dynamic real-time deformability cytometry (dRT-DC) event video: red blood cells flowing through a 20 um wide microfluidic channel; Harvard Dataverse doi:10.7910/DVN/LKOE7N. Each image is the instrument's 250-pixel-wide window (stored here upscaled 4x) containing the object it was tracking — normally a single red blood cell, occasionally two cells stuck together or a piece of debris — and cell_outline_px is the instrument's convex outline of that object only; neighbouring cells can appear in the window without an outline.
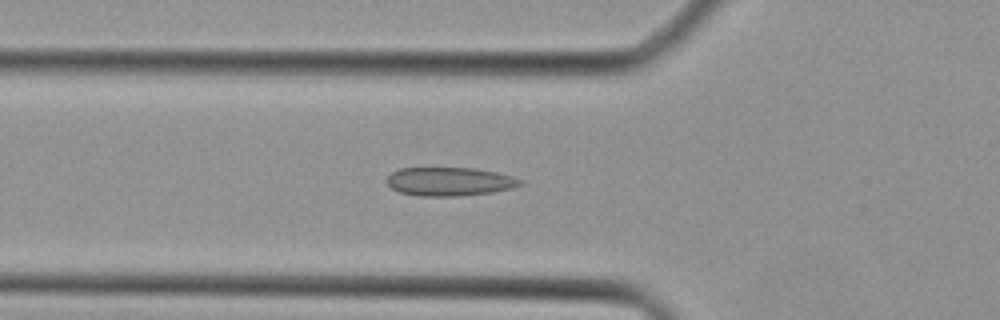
{"species": "Egyptian fruit bat (a non-hibernating species)", "species_latin": "Rousettus aegyptiacus", "temperature_condition": "cold", "stored_images_in_passage": 39, "camera_frame_rate_fps": 3000, "um_per_image_px": 0.085, "animal": {"sex": "female"}, "frame": {"image": 1, "passage_image": 14, "time_ms": 4.333, "image_size_px": [1000, 320], "cell_outline_px": [[524, 184], [512, 188], [492, 192], [460, 196], [420, 196], [400, 192], [392, 188], [388, 184], [388, 176], [392, 172], [400, 168], [476, 168], [496, 172], [512, 176], [524, 180]], "centroid_in_image_um": [38.26, 15.43], "position_along_channel_um": 87.5, "area_um2": 22.25}}
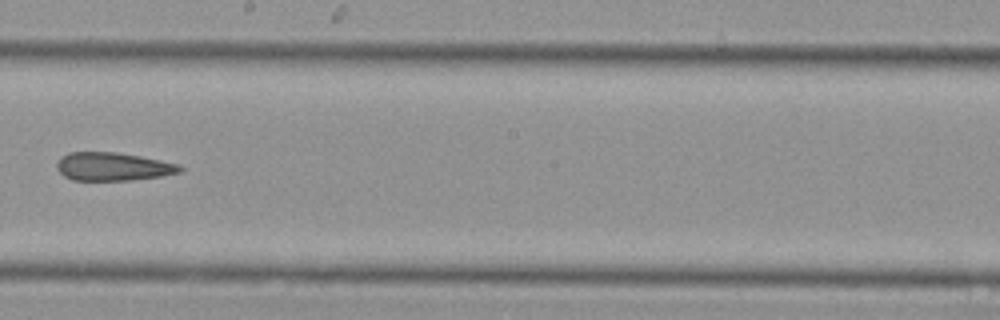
{"frame": {"image": 2, "passage_image": 23, "time_ms": 7.333, "image_size_px": [1000, 320], "cell_outline_px": [[184, 168], [180, 172], [160, 176], [132, 180], [72, 180], [64, 176], [56, 168], [56, 164], [60, 156], [68, 152], [116, 152], [140, 156], [180, 164]], "centroid_in_image_um": [9.58, 14.15], "position_along_channel_um": 238.6, "area_um2": 20.35}}
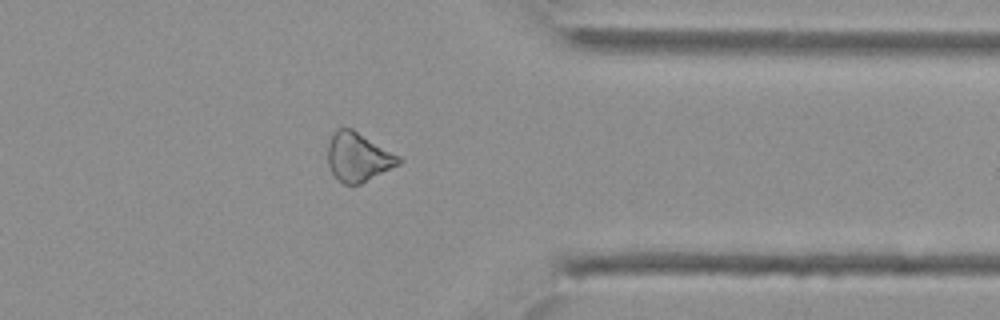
{"frame": {"image": 3, "passage_image": 32, "time_ms": 10.333, "image_size_px": [1000, 320], "cell_outline_px": [[404, 160], [400, 164], [360, 184], [344, 184], [332, 172], [328, 164], [328, 144], [332, 132], [336, 128], [352, 128], [400, 156]], "centroid_in_image_um": [30.45, 13.33], "position_along_channel_um": 380.9, "area_um2": 20.17}}